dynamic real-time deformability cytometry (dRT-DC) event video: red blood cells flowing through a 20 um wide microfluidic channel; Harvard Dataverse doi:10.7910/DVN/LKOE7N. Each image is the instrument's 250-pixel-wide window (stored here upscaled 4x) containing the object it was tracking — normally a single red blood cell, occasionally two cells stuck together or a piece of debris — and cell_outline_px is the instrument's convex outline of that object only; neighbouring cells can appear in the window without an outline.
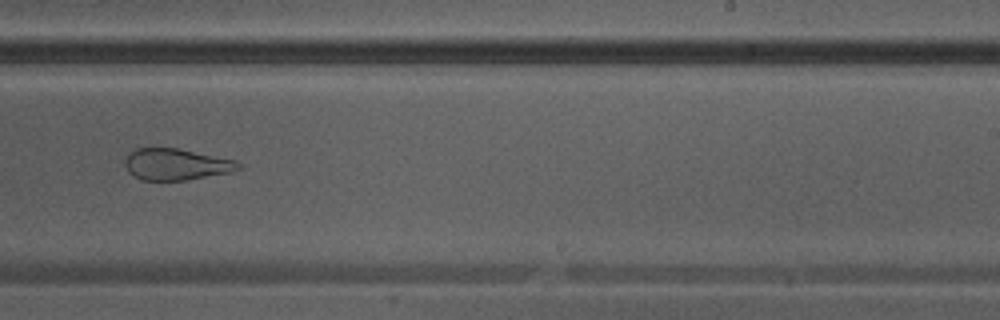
{"species": "Egyptian fruit bat (a non-hibernating species)", "species_latin": "Rousettus aegyptiacus", "temperature_condition": "warm", "stored_images_in_passage": 20, "camera_frame_rate_fps": 3000, "um_per_image_px": 0.085, "animal": {"sex": "male"}, "frame": {"image": 1, "passage_image": 16, "time_ms": 5.0, "image_size_px": [1000, 320], "cell_outline_px": [[240, 168], [232, 172], [184, 180], [140, 180], [128, 172], [124, 164], [124, 160], [128, 152], [136, 148], [176, 148], [236, 160], [240, 164]], "centroid_in_image_um": [14.92, 13.97], "position_along_channel_um": 274.1, "area_um2": 20.81}}